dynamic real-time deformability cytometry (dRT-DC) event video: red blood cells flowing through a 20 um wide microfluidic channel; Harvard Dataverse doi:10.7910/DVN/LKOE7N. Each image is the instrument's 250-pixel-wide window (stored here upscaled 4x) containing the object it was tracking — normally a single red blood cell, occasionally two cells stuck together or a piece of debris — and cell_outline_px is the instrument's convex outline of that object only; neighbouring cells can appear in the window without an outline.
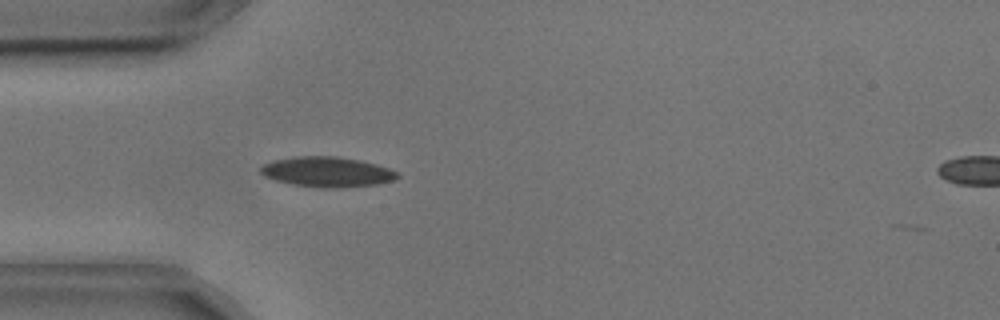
{"species": "common noctule bat (a hibernating species)", "species_latin": "Nyctalus noctula", "temperature_condition": "cold", "stored_images_in_passage": 3, "camera_frame_rate_fps": 3000, "um_per_image_px": 0.085, "animal": {"sex": "male", "body_mass_g": 17.9, "forearm_length_mm": 54.2}, "frame": {"image": 1, "passage_image": 2, "time_ms": 0.333, "image_size_px": [1000, 320], "cell_outline_px": [[400, 176], [396, 180], [380, 184], [344, 188], [320, 188], [292, 184], [276, 180], [264, 176], [260, 172], [260, 168], [264, 164], [272, 160], [292, 156], [336, 156], [360, 160], [376, 164], [388, 168], [396, 172]], "centroid_in_image_um": [27.82, 14.61], "position_along_channel_um": 57.2, "area_um2": 24.33}}